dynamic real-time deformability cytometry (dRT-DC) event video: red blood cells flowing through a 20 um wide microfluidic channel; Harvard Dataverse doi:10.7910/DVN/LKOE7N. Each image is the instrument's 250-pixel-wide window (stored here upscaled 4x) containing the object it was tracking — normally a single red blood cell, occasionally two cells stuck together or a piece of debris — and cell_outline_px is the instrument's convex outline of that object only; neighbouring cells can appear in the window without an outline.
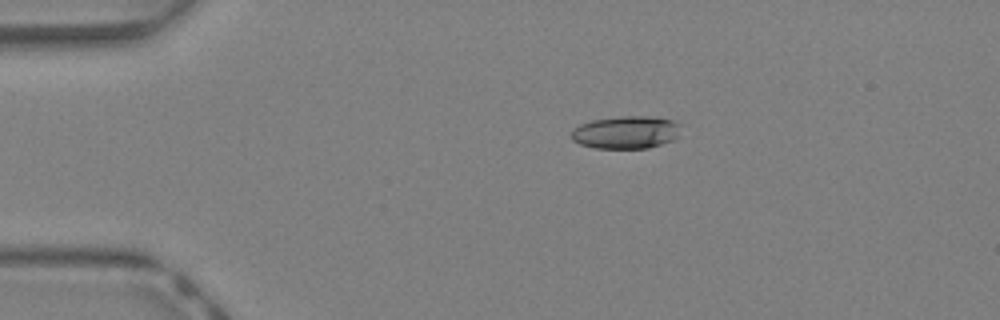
{"species": "Egyptian fruit bat (a non-hibernating species)", "species_latin": "Rousettus aegyptiacus", "temperature_condition": "warm", "stored_images_in_passage": 37, "camera_frame_rate_fps": 3000, "um_per_image_px": 0.085, "animal": {"sex": "female"}, "frame": {"image": 1, "passage_image": 3, "time_ms": 0.667, "image_size_px": [1000, 320], "cell_outline_px": [[680, 124], [676, 136], [672, 140], [648, 148], [596, 148], [580, 144], [572, 140], [572, 128], [580, 124], [592, 120], [620, 116], [648, 116], [672, 120]], "centroid_in_image_um": [53.16, 11.24], "position_along_channel_um": 31.8, "area_um2": 20.69}}
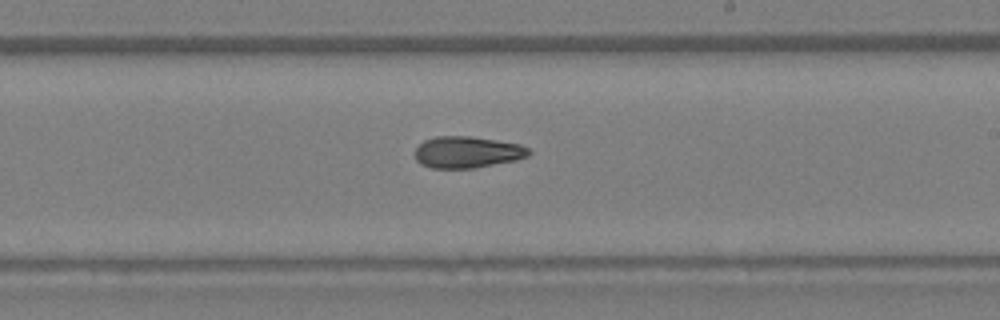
{"frame": {"image": 2, "passage_image": 20, "time_ms": 6.333, "image_size_px": [1000, 320], "cell_outline_px": [[532, 152], [528, 156], [516, 160], [472, 168], [432, 168], [420, 164], [416, 160], [416, 148], [424, 140], [436, 136], [468, 136], [496, 140], [520, 144], [528, 148]], "centroid_in_image_um": [39.71, 12.93], "position_along_channel_um": 249.3, "area_um2": 20.87}}
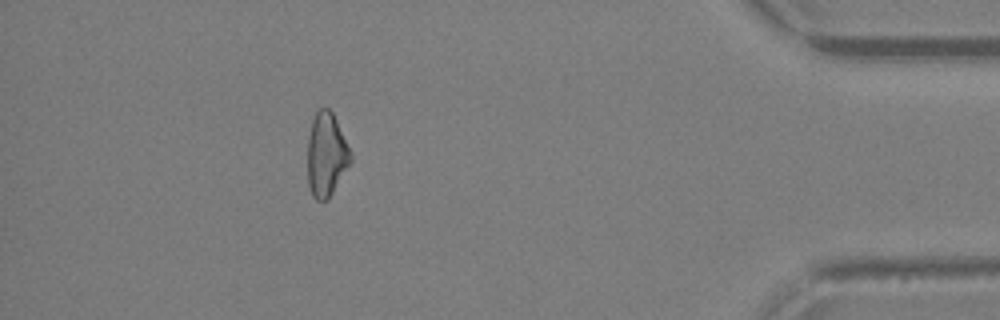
{"frame": {"image": 3, "passage_image": 33, "time_ms": 10.667, "image_size_px": [1000, 320], "cell_outline_px": [[352, 160], [328, 200], [316, 200], [312, 196], [308, 184], [308, 136], [312, 120], [316, 112], [320, 108], [328, 108], [332, 112], [336, 120], [352, 156]], "centroid_in_image_um": [27.72, 13.17], "position_along_channel_um": 407.5, "area_um2": 20.81}, "authors_computed_cell_mechanics": {"area_um2": 21.097, "velocity_mm_per_s": 4.8105, "shape_relaxation_time_tau1_ms": 9.5519, "shape_relaxation_time_tau2_ms": null, "deformation_change_tau1": 0.2326, "deformation_change_tau2": null}}